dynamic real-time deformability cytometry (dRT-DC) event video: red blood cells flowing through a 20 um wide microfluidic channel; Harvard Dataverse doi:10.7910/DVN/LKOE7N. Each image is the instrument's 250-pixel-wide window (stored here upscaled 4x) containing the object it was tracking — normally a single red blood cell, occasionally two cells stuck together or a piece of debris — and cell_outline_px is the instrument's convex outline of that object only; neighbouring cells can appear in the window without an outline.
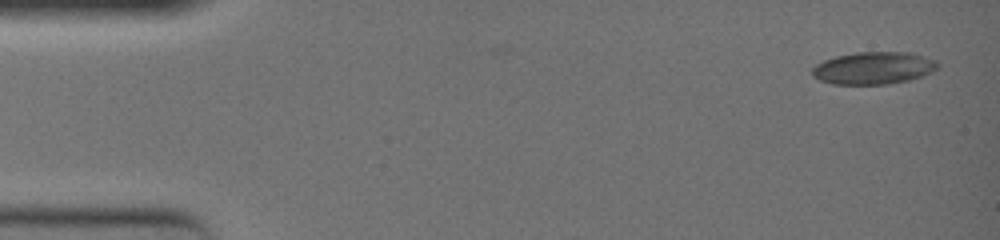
{"species": "common noctule bat (a hibernating species)", "species_latin": "Nyctalus noctula", "temperature_condition": "warm", "stored_images_in_passage": 15, "camera_frame_rate_fps": 3000, "um_per_image_px": 0.085, "animal": {"sex": "female", "body_mass_g": 19.0, "forearm_length_mm": 51.5}, "frame": {"image": 1, "passage_image": 1, "time_ms": 0.0, "image_size_px": [1000, 240], "cell_outline_px": [[940, 64], [936, 68], [924, 76], [908, 80], [884, 84], [832, 84], [820, 80], [812, 76], [812, 68], [816, 64], [824, 60], [836, 56], [856, 52], [908, 52], [924, 56], [936, 60]], "centroid_in_image_um": [74.24, 5.78], "position_along_channel_um": 10.8, "area_um2": 23.64}}
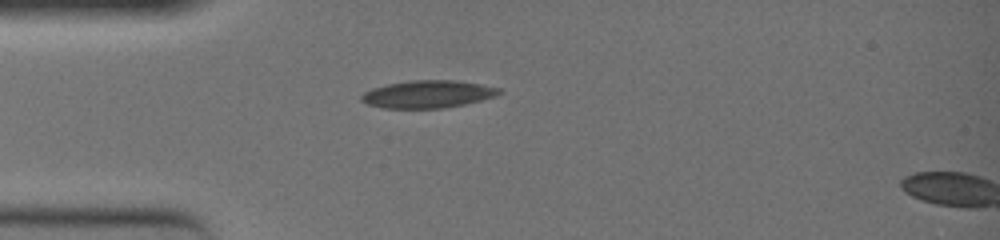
{"frame": {"image": 2, "passage_image": 13, "time_ms": 4.0, "image_size_px": [1000, 240], "cell_outline_px": [[500, 92], [496, 96], [464, 104], [444, 108], [384, 108], [368, 104], [360, 100], [360, 96], [364, 92], [372, 88], [388, 84], [408, 80], [456, 80], [480, 84], [500, 88]], "centroid_in_image_um": [36.34, 8.0], "position_along_channel_um": 48.7, "area_um2": 22.02}}